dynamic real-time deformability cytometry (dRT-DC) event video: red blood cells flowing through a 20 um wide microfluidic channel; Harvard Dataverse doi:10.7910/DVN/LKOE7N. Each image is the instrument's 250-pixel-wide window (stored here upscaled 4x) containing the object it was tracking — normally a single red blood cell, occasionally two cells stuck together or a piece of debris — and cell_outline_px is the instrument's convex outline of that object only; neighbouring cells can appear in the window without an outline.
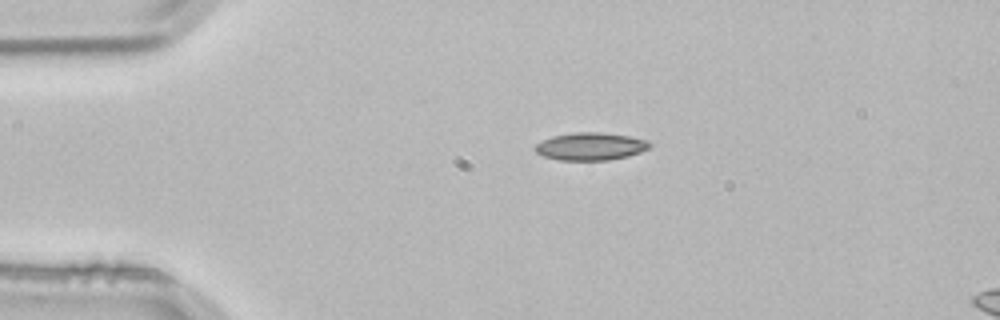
{"species": "common noctule bat (a hibernating species)", "species_latin": "Nyctalus noctula", "temperature_condition": "room temperature", "stored_images_in_passage": 4, "camera_frame_rate_fps": 3000, "um_per_image_px": 0.085, "animal": {"sex": "male", "body_mass_g": 21.5, "forearm_length_mm": 52.0}, "frame": {"image": 1, "passage_image": 4, "time_ms": 1.0, "image_size_px": [1000, 320], "cell_outline_px": [[652, 144], [648, 148], [640, 152], [628, 156], [608, 160], [560, 160], [544, 156], [536, 152], [532, 148], [536, 144], [552, 136], [576, 132], [600, 132], [628, 136], [648, 140]], "centroid_in_image_um": [50.19, 12.44], "position_along_channel_um": 34.8, "area_um2": 18.38}}